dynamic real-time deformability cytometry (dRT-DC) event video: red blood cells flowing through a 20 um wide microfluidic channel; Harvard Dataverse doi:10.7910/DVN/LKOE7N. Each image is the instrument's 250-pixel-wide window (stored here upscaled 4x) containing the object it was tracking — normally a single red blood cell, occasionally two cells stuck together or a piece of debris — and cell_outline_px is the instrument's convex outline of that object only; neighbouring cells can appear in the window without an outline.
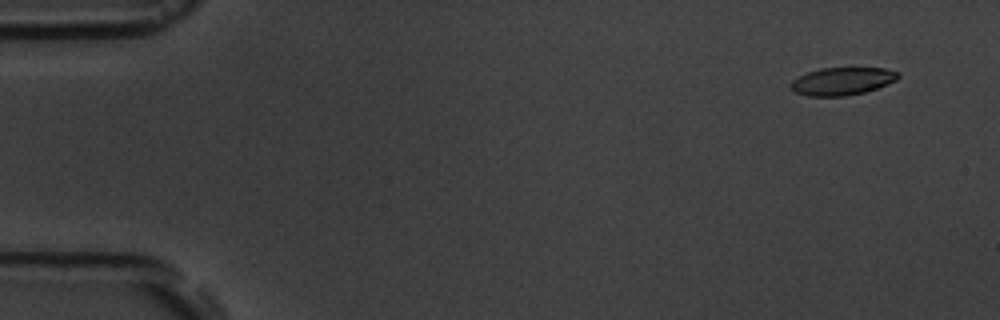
{"species": "common noctule bat (a hibernating species)", "species_latin": "Nyctalus noctula", "temperature_condition": "room temperature", "stored_images_in_passage": 10, "camera_frame_rate_fps": 3000, "um_per_image_px": 0.085, "animal": {"sex": "male", "body_mass_g": 19.5, "forearm_length_mm": 54.6}, "frame": {"image": 1, "passage_image": 2, "time_ms": 1.0, "image_size_px": [1000, 320], "cell_outline_px": [[900, 76], [896, 80], [876, 88], [864, 92], [844, 96], [808, 96], [796, 92], [788, 84], [792, 80], [808, 72], [820, 68], [884, 68], [900, 72]], "centroid_in_image_um": [71.59, 6.9], "position_along_channel_um": 13.4, "area_um2": 17.22}}
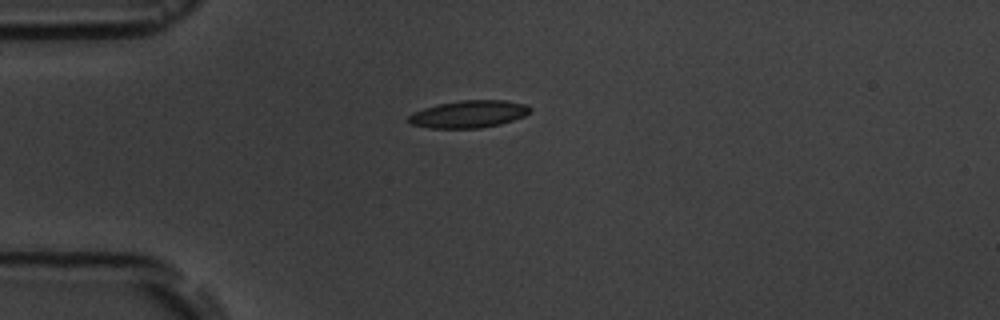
{"frame": {"image": 2, "passage_image": 5, "time_ms": 4.667, "image_size_px": [1000, 320], "cell_outline_px": [[532, 112], [524, 116], [500, 124], [480, 128], [428, 128], [408, 124], [404, 120], [412, 112], [436, 104], [460, 100], [504, 100], [528, 104], [532, 108]], "centroid_in_image_um": [39.8, 9.7], "position_along_channel_um": 45.2, "area_um2": 19.77}}
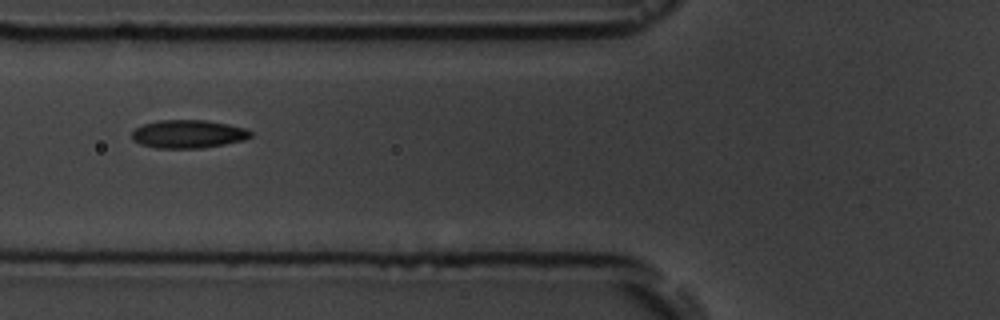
{"frame": {"image": 3, "passage_image": 7, "time_ms": 7.0, "image_size_px": [1000, 320], "cell_outline_px": [[252, 136], [244, 140], [224, 144], [200, 148], [156, 148], [140, 144], [132, 140], [132, 132], [136, 128], [144, 124], [160, 120], [204, 120], [228, 124], [248, 128], [252, 132]], "centroid_in_image_um": [16.01, 11.39], "position_along_channel_um": 109.8, "area_um2": 19.54}}